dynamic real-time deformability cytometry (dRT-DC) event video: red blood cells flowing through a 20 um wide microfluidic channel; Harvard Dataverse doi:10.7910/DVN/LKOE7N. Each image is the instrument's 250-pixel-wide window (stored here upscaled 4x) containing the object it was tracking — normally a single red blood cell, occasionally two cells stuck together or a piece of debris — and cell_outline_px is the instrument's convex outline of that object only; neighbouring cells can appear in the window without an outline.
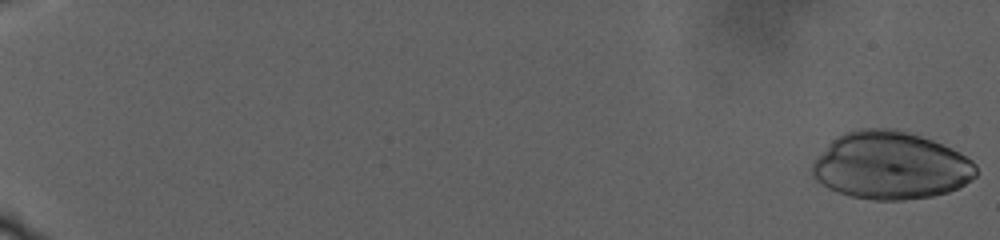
{"species": "human", "species_latin": "Homo sapiens", "temperature_condition": "warm", "stored_images_in_passage": 62, "camera_frame_rate_fps": 3000, "um_per_image_px": 0.085, "donor": {"sex": "male"}, "frame": {"image": 1, "passage_image": 1, "time_ms": 0.0, "image_size_px": [1000, 240], "cell_outline_px": [[976, 176], [972, 180], [960, 188], [948, 192], [932, 196], [904, 200], [872, 200], [852, 196], [828, 188], [816, 180], [812, 176], [812, 160], [832, 140], [844, 132], [860, 128], [896, 128], [932, 140], [952, 148], [960, 152], [972, 160], [976, 164]], "centroid_in_image_um": [75.71, 14.07], "position_along_channel_um": 9.3, "area_um2": 64.97}}
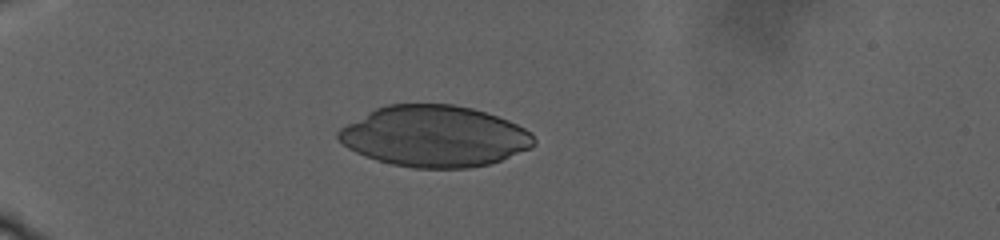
{"frame": {"image": 2, "passage_image": 20, "time_ms": 10.667, "image_size_px": [1000, 240], "cell_outline_px": [[536, 144], [532, 148], [500, 160], [488, 164], [468, 168], [412, 168], [392, 164], [376, 160], [364, 156], [348, 148], [336, 136], [336, 132], [340, 128], [368, 112], [376, 108], [388, 104], [452, 104], [472, 108], [508, 120], [532, 132], [536, 140]], "centroid_in_image_um": [36.94, 11.59], "position_along_channel_um": 48.1, "area_um2": 69.71}}